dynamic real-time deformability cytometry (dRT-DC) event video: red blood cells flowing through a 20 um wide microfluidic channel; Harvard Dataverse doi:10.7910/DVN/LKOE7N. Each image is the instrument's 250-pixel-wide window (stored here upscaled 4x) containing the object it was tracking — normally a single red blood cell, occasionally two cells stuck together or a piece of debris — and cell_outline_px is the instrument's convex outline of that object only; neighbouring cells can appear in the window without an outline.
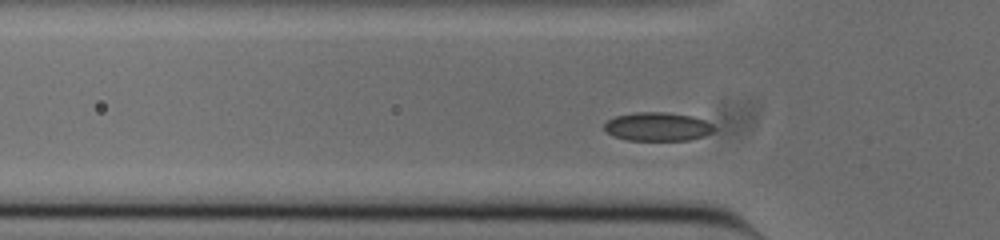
{"species": "common noctule bat (a hibernating species)", "species_latin": "Nyctalus noctula", "temperature_condition": "cold", "stored_images_in_passage": 40, "segment_of_instrument_passage": [1, 2], "camera_frame_rate_fps": 3000, "um_per_image_px": 0.085, "animal": {"sex": "male", "body_mass_g": 20.0, "forearm_length_mm": 53.3}, "frame": {"image": 1, "passage_image": 2, "time_ms": 0.333, "image_size_px": [1000, 240], "cell_outline_px": [[712, 132], [704, 136], [688, 140], [628, 140], [612, 136], [604, 128], [604, 124], [608, 120], [616, 116], [636, 112], [664, 112], [692, 116], [704, 120], [712, 124]], "centroid_in_image_um": [55.87, 10.77], "position_along_channel_um": 69.9, "area_um2": 18.15}}
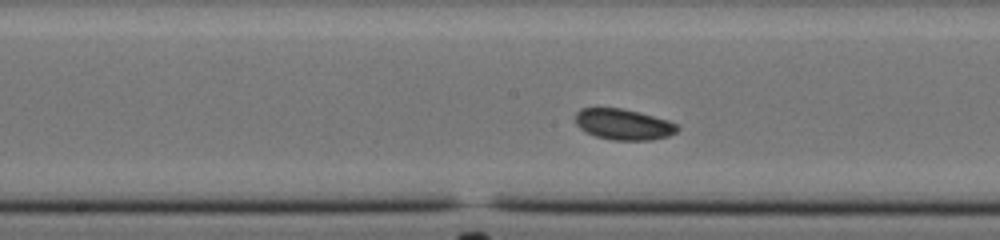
{"frame": {"image": 2, "passage_image": 12, "time_ms": 3.667, "image_size_px": [1000, 240], "cell_outline_px": [[680, 128], [676, 132], [668, 136], [652, 140], [612, 140], [596, 136], [580, 128], [576, 124], [576, 112], [580, 108], [620, 108], [640, 112], [668, 120], [676, 124]], "centroid_in_image_um": [53.01, 10.57], "position_along_channel_um": 195.2, "area_um2": 18.32}}
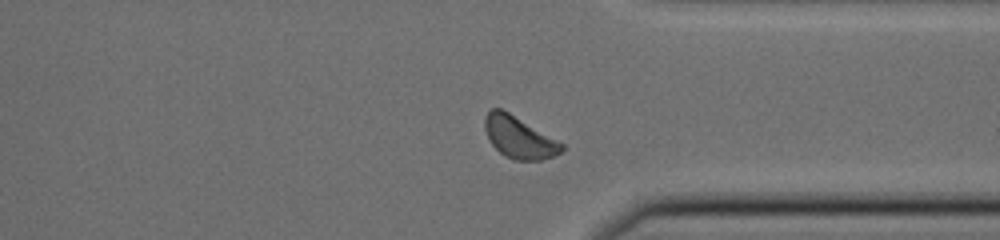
{"frame": {"image": 3, "passage_image": 26, "time_ms": 8.333, "image_size_px": [1000, 240], "cell_outline_px": [[564, 148], [556, 156], [540, 160], [512, 160], [504, 156], [488, 140], [484, 128], [484, 120], [488, 112], [492, 108], [500, 108], [508, 112], [564, 144]], "centroid_in_image_um": [44.1, 11.7], "position_along_channel_um": 367.3, "area_um2": 18.61}}